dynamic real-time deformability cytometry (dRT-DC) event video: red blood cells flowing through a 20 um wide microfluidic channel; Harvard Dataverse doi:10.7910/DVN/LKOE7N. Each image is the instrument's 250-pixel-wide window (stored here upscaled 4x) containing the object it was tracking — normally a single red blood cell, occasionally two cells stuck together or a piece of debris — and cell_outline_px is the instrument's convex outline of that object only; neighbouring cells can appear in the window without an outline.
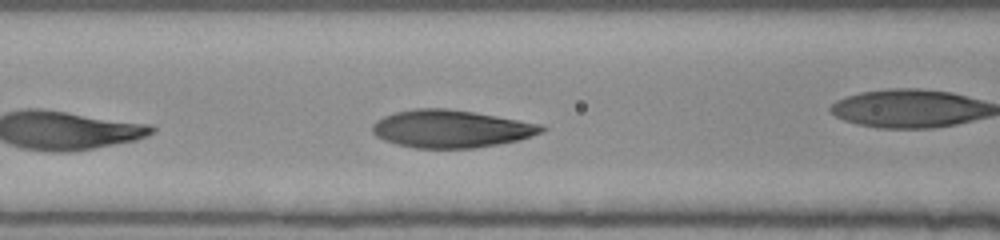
{"species": "human", "species_latin": "Homo sapiens", "temperature_condition": "room temperature", "stored_images_in_passage": 30, "camera_frame_rate_fps": 3000, "um_per_image_px": 0.085, "donor": {"sex": "female"}, "frame": {"image": 1, "passage_image": 5, "time_ms": 1.333, "image_size_px": [1000, 240], "cell_outline_px": [[548, 128], [544, 132], [520, 140], [476, 148], [416, 148], [396, 144], [384, 140], [376, 136], [372, 132], [372, 124], [376, 120], [384, 116], [396, 112], [416, 108], [444, 108], [472, 112], [544, 124]], "centroid_in_image_um": [38.37, 10.95], "position_along_channel_um": 128.2, "area_um2": 37.28}, "authors_computed_cell_mechanics": {"area_um2": 37.57, "velocity_mm_per_s": 3.8477, "shape_relaxation_time_tau1_ms": 2.3317, "shape_relaxation_time_tau2_ms": null, "deformation_change_tau1": 0.1271, "deformation_change_tau2": null}}